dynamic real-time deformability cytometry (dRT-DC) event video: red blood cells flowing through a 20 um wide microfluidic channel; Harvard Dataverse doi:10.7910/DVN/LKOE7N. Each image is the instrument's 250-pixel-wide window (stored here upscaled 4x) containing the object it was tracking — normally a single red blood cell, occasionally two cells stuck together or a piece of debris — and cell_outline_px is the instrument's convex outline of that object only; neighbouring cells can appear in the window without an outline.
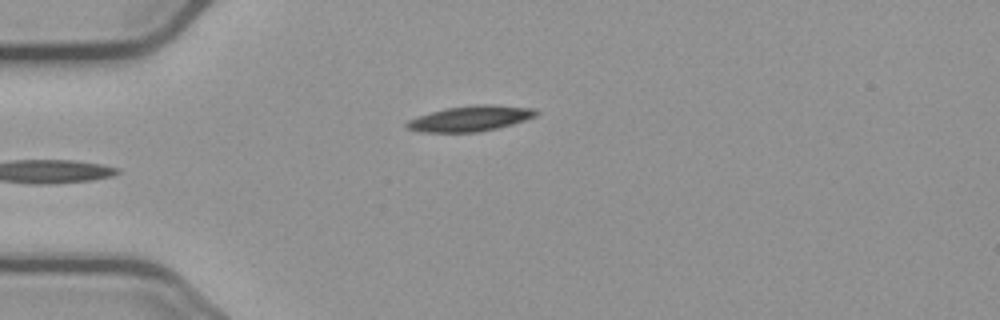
{"species": "common noctule bat (a hibernating species)", "species_latin": "Nyctalus noctula", "temperature_condition": "cold", "stored_images_in_passage": 38, "camera_frame_rate_fps": 3000, "um_per_image_px": 0.085, "animal": {"sex": "male", "body_mass_g": 23.1, "forearm_length_mm": 52.7}, "frame": {"image": 1, "passage_image": 1, "time_ms": 0.0, "image_size_px": [1000, 320], "cell_outline_px": [[540, 112], [536, 116], [512, 124], [496, 128], [476, 132], [424, 132], [408, 128], [404, 124], [408, 120], [432, 112], [448, 108], [476, 104], [492, 104], [536, 108]], "centroid_in_image_um": [40.04, 10.06], "position_along_channel_um": 45.0, "area_um2": 19.02}}
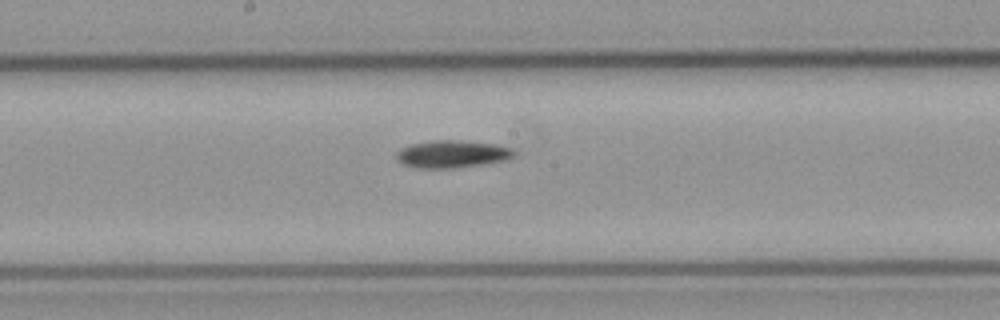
{"frame": {"image": 2, "passage_image": 16, "time_ms": 5.0, "image_size_px": [1000, 320], "cell_outline_px": [[516, 156], [508, 160], [452, 168], [416, 168], [404, 164], [396, 160], [396, 152], [412, 144], [432, 140], [456, 140], [496, 144], [512, 148], [516, 152]], "centroid_in_image_um": [38.47, 13.09], "position_along_channel_um": 209.7, "area_um2": 18.79}}
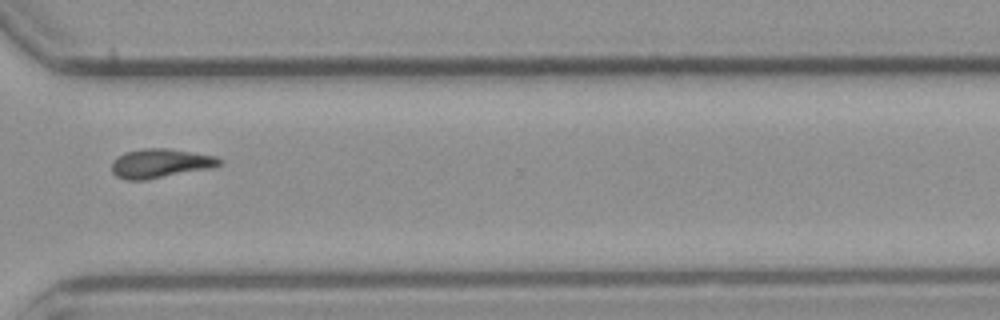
{"frame": {"image": 3, "passage_image": 28, "time_ms": 9.0, "image_size_px": [1000, 320], "cell_outline_px": [[224, 164], [212, 168], [144, 180], [124, 180], [116, 176], [112, 172], [112, 160], [124, 152], [144, 148], [168, 148], [216, 156], [224, 160]], "centroid_in_image_um": [13.65, 13.88], "position_along_channel_um": 357.0, "area_um2": 18.5}, "authors_computed_cell_mechanics": {"area_um2": 17.9469, "velocity_mm_per_s": 3.6889, "shape_relaxation_time_tau1_ms": 5.4055, "shape_relaxation_time_tau2_ms": null, "deformation_change_tau1": 0.12, "deformation_change_tau2": null}}